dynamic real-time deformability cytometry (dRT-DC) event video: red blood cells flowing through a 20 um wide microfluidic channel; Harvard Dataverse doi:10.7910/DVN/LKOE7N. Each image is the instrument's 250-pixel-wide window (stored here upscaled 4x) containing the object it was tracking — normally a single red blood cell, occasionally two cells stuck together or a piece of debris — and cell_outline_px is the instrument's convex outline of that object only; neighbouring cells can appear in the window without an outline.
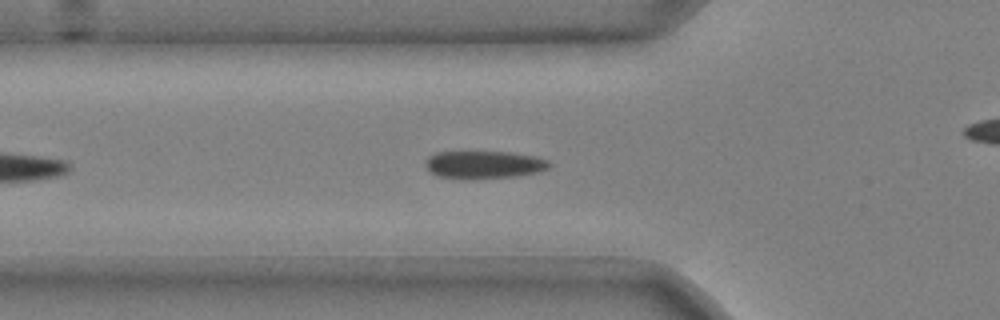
{"species": "common noctule bat (a hibernating species)", "species_latin": "Nyctalus noctula", "temperature_condition": "cold", "stored_images_in_passage": 29, "camera_frame_rate_fps": 3000, "um_per_image_px": 0.085, "animal": {"sex": "male", "body_mass_g": 20.4}, "frame": {"image": 1, "passage_image": 8, "time_ms": 2.333, "image_size_px": [1000, 320], "cell_outline_px": [[552, 164], [548, 168], [540, 172], [516, 176], [472, 180], [464, 180], [436, 176], [428, 168], [428, 156], [436, 152], [512, 152], [536, 156], [548, 160]], "centroid_in_image_um": [41.19, 14.01], "position_along_channel_um": 84.6, "area_um2": 20.29}}
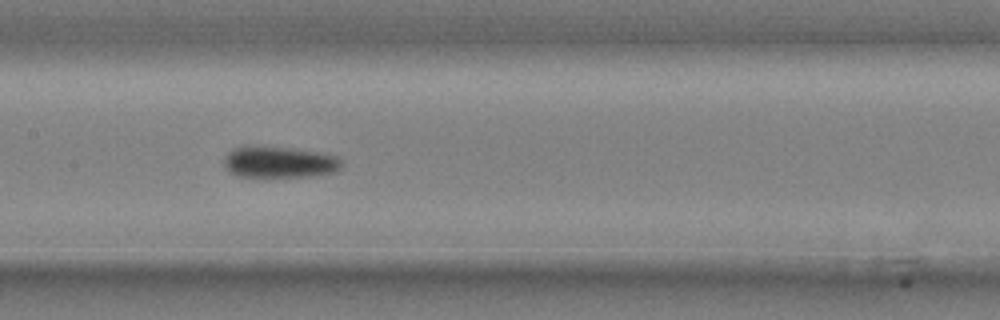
{"frame": {"image": 2, "passage_image": 16, "time_ms": 5.0, "image_size_px": [1000, 320], "cell_outline_px": [[344, 164], [336, 172], [312, 176], [236, 176], [228, 172], [224, 168], [224, 160], [228, 152], [232, 148], [288, 148], [324, 152], [336, 156]], "centroid_in_image_um": [23.79, 13.8], "position_along_channel_um": 183.6, "area_um2": 21.15}}
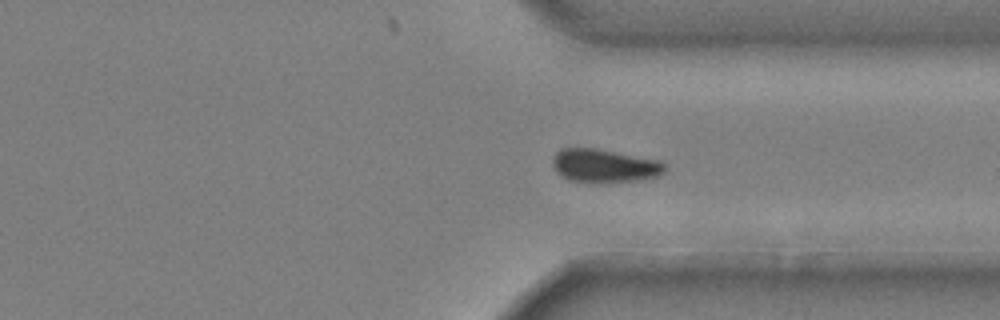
{"frame": {"image": 3, "passage_image": 27, "time_ms": 8.667, "image_size_px": [1000, 320], "cell_outline_px": [[668, 168], [664, 172], [656, 176], [640, 180], [608, 184], [596, 184], [568, 180], [560, 176], [556, 172], [552, 164], [552, 160], [556, 152], [560, 148], [596, 148], [660, 160], [668, 164]], "centroid_in_image_um": [51.38, 14.12], "position_along_channel_um": 360.0, "area_um2": 22.66}}